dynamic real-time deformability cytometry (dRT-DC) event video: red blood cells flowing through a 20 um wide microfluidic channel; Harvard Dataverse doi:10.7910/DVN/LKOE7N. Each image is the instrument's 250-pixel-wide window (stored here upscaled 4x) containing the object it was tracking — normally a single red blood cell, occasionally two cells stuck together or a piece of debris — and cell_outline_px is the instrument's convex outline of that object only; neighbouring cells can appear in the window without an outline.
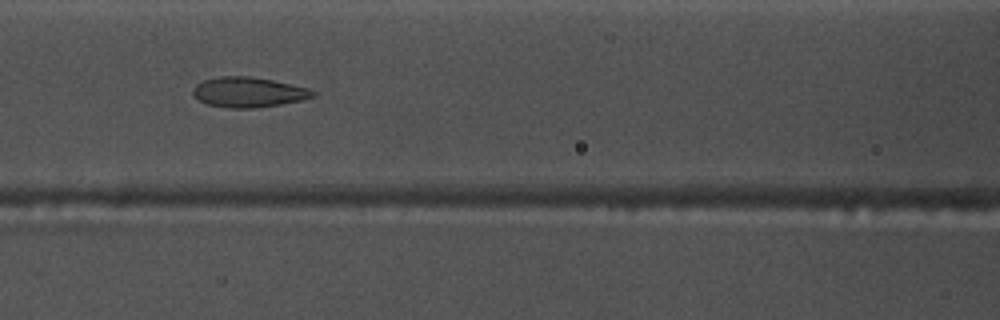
{"species": "common noctule bat (a hibernating species)", "species_latin": "Nyctalus noctula", "temperature_condition": "warm", "stored_images_in_passage": 48, "camera_frame_rate_fps": 3000, "um_per_image_px": 0.085, "animal": {"sex": "male", "body_mass_g": 17.5, "forearm_length_mm": 52.3}, "frame": {"image": 1, "passage_image": 16, "time_ms": 5.0, "image_size_px": [1000, 320], "cell_outline_px": [[316, 96], [300, 100], [280, 104], [256, 108], [228, 108], [208, 104], [200, 100], [192, 92], [196, 84], [204, 80], [220, 76], [248, 76], [272, 80], [292, 84], [308, 88], [316, 92]], "centroid_in_image_um": [21.14, 7.83], "position_along_channel_um": 145.5, "area_um2": 20.87}}
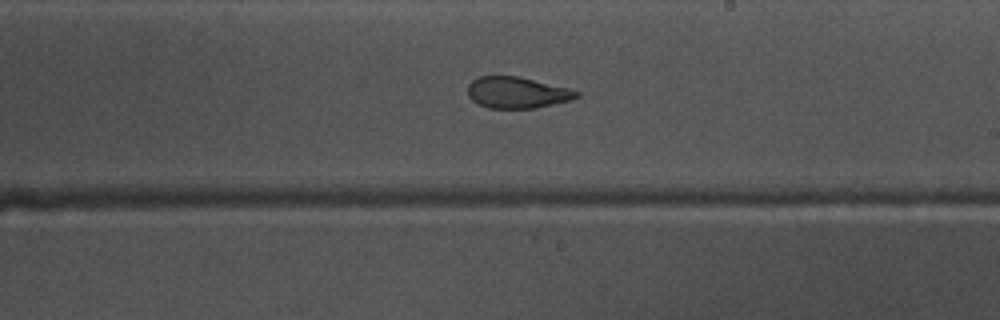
{"frame": {"image": 2, "passage_image": 24, "time_ms": 7.667, "image_size_px": [1000, 320], "cell_outline_px": [[580, 96], [572, 100], [536, 108], [488, 108], [472, 100], [468, 96], [468, 84], [472, 80], [480, 76], [520, 76], [568, 88], [580, 92]], "centroid_in_image_um": [43.97, 7.86], "position_along_channel_um": 245.0, "area_um2": 19.94}}
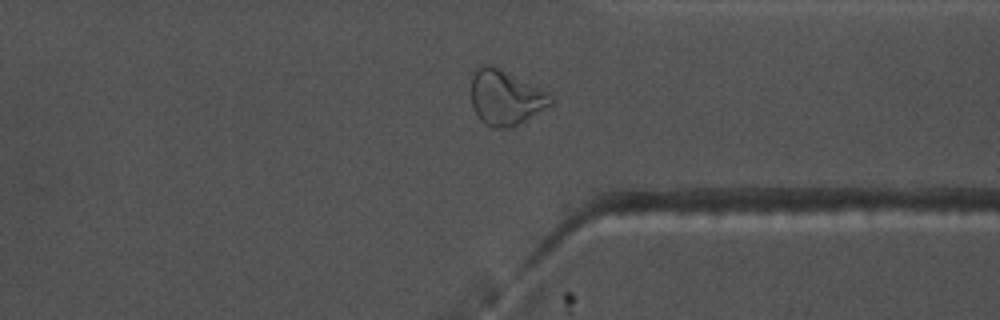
{"frame": {"image": 3, "passage_image": 34, "time_ms": 11.0, "image_size_px": [1000, 320], "cell_outline_px": [[552, 104], [512, 128], [492, 128], [484, 124], [480, 120], [472, 108], [472, 72], [480, 64], [492, 64], [548, 92], [552, 100]], "centroid_in_image_um": [42.92, 8.29], "position_along_channel_um": 368.5, "area_um2": 25.61}}